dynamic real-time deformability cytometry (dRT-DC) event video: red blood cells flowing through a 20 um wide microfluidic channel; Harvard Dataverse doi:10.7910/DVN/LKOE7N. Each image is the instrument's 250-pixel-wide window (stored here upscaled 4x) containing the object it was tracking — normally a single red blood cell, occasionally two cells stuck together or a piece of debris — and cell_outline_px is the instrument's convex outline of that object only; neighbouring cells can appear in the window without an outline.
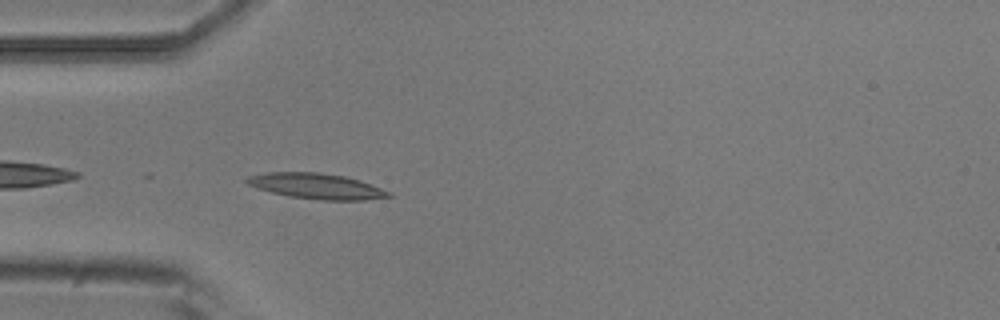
{"species": "common noctule bat (a hibernating species)", "species_latin": "Nyctalus noctula", "temperature_condition": "room temperature", "stored_images_in_passage": 4, "camera_frame_rate_fps": 3000, "um_per_image_px": 0.085, "animal": {"sex": "male", "body_mass_g": 20.5, "forearm_length_mm": 52.5}, "frame": {"image": 1, "passage_image": 4, "time_ms": 1.0, "image_size_px": [1000, 320], "cell_outline_px": [[392, 196], [364, 200], [320, 200], [288, 196], [272, 192], [248, 184], [244, 180], [248, 176], [264, 172], [320, 172], [344, 176], [360, 180], [372, 184], [392, 192]], "centroid_in_image_um": [26.93, 15.81], "position_along_channel_um": 58.1, "area_um2": 21.15}}